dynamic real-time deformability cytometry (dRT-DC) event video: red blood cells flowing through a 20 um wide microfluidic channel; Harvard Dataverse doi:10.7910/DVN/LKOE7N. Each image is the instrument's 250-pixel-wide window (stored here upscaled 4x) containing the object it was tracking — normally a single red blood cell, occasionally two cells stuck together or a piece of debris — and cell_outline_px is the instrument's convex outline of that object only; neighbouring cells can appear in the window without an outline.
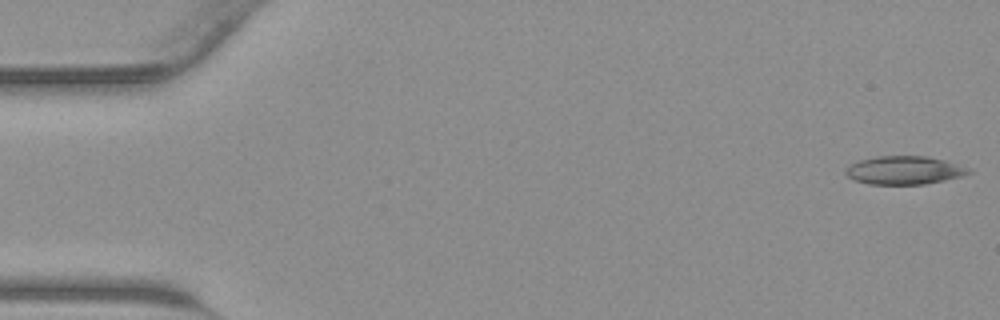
{"species": "common noctule bat (a hibernating species)", "species_latin": "Nyctalus noctula", "temperature_condition": "warm", "stored_images_in_passage": 43, "camera_frame_rate_fps": 3000, "um_per_image_px": 0.085, "animal": {"sex": "male", "body_mass_g": 23.1, "forearm_length_mm": 52.7}, "frame": {"image": 1, "passage_image": 1, "time_ms": 0.0, "image_size_px": [1000, 320], "cell_outline_px": [[972, 172], [960, 176], [944, 180], [924, 184], [868, 184], [852, 180], [844, 172], [852, 164], [860, 160], [876, 156], [928, 156], [944, 160], [972, 168]], "centroid_in_image_um": [76.88, 14.47], "position_along_channel_um": 8.1, "area_um2": 20.23}}
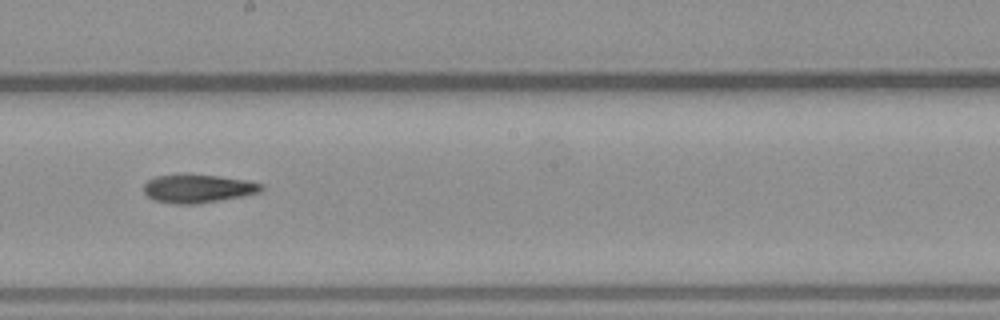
{"frame": {"image": 2, "passage_image": 24, "time_ms": 7.667, "image_size_px": [1000, 320], "cell_outline_px": [[264, 188], [260, 192], [220, 200], [196, 204], [176, 204], [152, 200], [144, 192], [144, 184], [148, 180], [156, 176], [188, 172], [220, 176], [248, 180], [264, 184]], "centroid_in_image_um": [16.81, 15.99], "position_along_channel_um": 231.4, "area_um2": 19.94}}
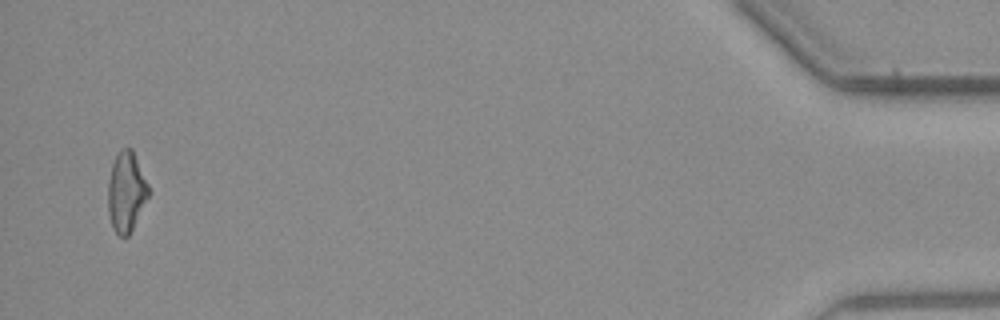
{"frame": {"image": 3, "passage_image": 42, "time_ms": 13.667, "image_size_px": [1000, 320], "cell_outline_px": [[148, 196], [128, 236], [120, 236], [112, 228], [108, 212], [108, 180], [112, 164], [120, 148], [132, 148], [148, 184]], "centroid_in_image_um": [10.7, 16.28], "position_along_channel_um": 424.5, "area_um2": 18.61}}